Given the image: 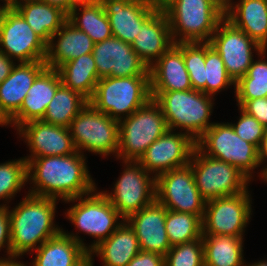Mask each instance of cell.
<instances>
[{
	"label": "cell",
	"mask_w": 267,
	"mask_h": 266,
	"mask_svg": "<svg viewBox=\"0 0 267 266\" xmlns=\"http://www.w3.org/2000/svg\"><path fill=\"white\" fill-rule=\"evenodd\" d=\"M148 4L153 5L157 8H163L171 0H145Z\"/></svg>",
	"instance_id": "cell-49"
},
{
	"label": "cell",
	"mask_w": 267,
	"mask_h": 266,
	"mask_svg": "<svg viewBox=\"0 0 267 266\" xmlns=\"http://www.w3.org/2000/svg\"><path fill=\"white\" fill-rule=\"evenodd\" d=\"M69 131L76 151L117 158L119 121L110 118L88 103L71 121ZM84 150V151H82Z\"/></svg>",
	"instance_id": "cell-8"
},
{
	"label": "cell",
	"mask_w": 267,
	"mask_h": 266,
	"mask_svg": "<svg viewBox=\"0 0 267 266\" xmlns=\"http://www.w3.org/2000/svg\"><path fill=\"white\" fill-rule=\"evenodd\" d=\"M46 67L45 61L16 63L0 83V108L9 119L20 109L34 80Z\"/></svg>",
	"instance_id": "cell-26"
},
{
	"label": "cell",
	"mask_w": 267,
	"mask_h": 266,
	"mask_svg": "<svg viewBox=\"0 0 267 266\" xmlns=\"http://www.w3.org/2000/svg\"><path fill=\"white\" fill-rule=\"evenodd\" d=\"M196 147L206 156L238 168L250 180L260 167L259 149L241 139L230 123H214L197 141Z\"/></svg>",
	"instance_id": "cell-7"
},
{
	"label": "cell",
	"mask_w": 267,
	"mask_h": 266,
	"mask_svg": "<svg viewBox=\"0 0 267 266\" xmlns=\"http://www.w3.org/2000/svg\"><path fill=\"white\" fill-rule=\"evenodd\" d=\"M236 100H252L267 97V82L253 81V78H240L235 83Z\"/></svg>",
	"instance_id": "cell-40"
},
{
	"label": "cell",
	"mask_w": 267,
	"mask_h": 266,
	"mask_svg": "<svg viewBox=\"0 0 267 266\" xmlns=\"http://www.w3.org/2000/svg\"><path fill=\"white\" fill-rule=\"evenodd\" d=\"M85 154L76 151L65 156L32 158L27 161L28 194L66 201L91 193L97 188Z\"/></svg>",
	"instance_id": "cell-1"
},
{
	"label": "cell",
	"mask_w": 267,
	"mask_h": 266,
	"mask_svg": "<svg viewBox=\"0 0 267 266\" xmlns=\"http://www.w3.org/2000/svg\"><path fill=\"white\" fill-rule=\"evenodd\" d=\"M57 203L54 198L26 194L9 210L12 260L37 250L63 230L54 222Z\"/></svg>",
	"instance_id": "cell-2"
},
{
	"label": "cell",
	"mask_w": 267,
	"mask_h": 266,
	"mask_svg": "<svg viewBox=\"0 0 267 266\" xmlns=\"http://www.w3.org/2000/svg\"><path fill=\"white\" fill-rule=\"evenodd\" d=\"M92 53L99 79L150 76L149 67L133 50L132 45L114 36L95 43Z\"/></svg>",
	"instance_id": "cell-17"
},
{
	"label": "cell",
	"mask_w": 267,
	"mask_h": 266,
	"mask_svg": "<svg viewBox=\"0 0 267 266\" xmlns=\"http://www.w3.org/2000/svg\"><path fill=\"white\" fill-rule=\"evenodd\" d=\"M166 233L171 246L202 238V219L195 214L168 210L165 218Z\"/></svg>",
	"instance_id": "cell-34"
},
{
	"label": "cell",
	"mask_w": 267,
	"mask_h": 266,
	"mask_svg": "<svg viewBox=\"0 0 267 266\" xmlns=\"http://www.w3.org/2000/svg\"><path fill=\"white\" fill-rule=\"evenodd\" d=\"M168 129L161 108L150 99L129 117L119 121L116 159L138 161L146 149Z\"/></svg>",
	"instance_id": "cell-6"
},
{
	"label": "cell",
	"mask_w": 267,
	"mask_h": 266,
	"mask_svg": "<svg viewBox=\"0 0 267 266\" xmlns=\"http://www.w3.org/2000/svg\"><path fill=\"white\" fill-rule=\"evenodd\" d=\"M155 193L166 209L203 218L206 200L196 187L190 164L158 175Z\"/></svg>",
	"instance_id": "cell-14"
},
{
	"label": "cell",
	"mask_w": 267,
	"mask_h": 266,
	"mask_svg": "<svg viewBox=\"0 0 267 266\" xmlns=\"http://www.w3.org/2000/svg\"><path fill=\"white\" fill-rule=\"evenodd\" d=\"M189 164L196 187L206 201L248 190L251 180L243 172L229 163L206 156L197 147Z\"/></svg>",
	"instance_id": "cell-10"
},
{
	"label": "cell",
	"mask_w": 267,
	"mask_h": 266,
	"mask_svg": "<svg viewBox=\"0 0 267 266\" xmlns=\"http://www.w3.org/2000/svg\"><path fill=\"white\" fill-rule=\"evenodd\" d=\"M249 190L206 201L202 218L203 235L243 237L252 215Z\"/></svg>",
	"instance_id": "cell-12"
},
{
	"label": "cell",
	"mask_w": 267,
	"mask_h": 266,
	"mask_svg": "<svg viewBox=\"0 0 267 266\" xmlns=\"http://www.w3.org/2000/svg\"><path fill=\"white\" fill-rule=\"evenodd\" d=\"M57 70L65 87L80 93L88 101L91 99L99 81L93 53L68 61Z\"/></svg>",
	"instance_id": "cell-30"
},
{
	"label": "cell",
	"mask_w": 267,
	"mask_h": 266,
	"mask_svg": "<svg viewBox=\"0 0 267 266\" xmlns=\"http://www.w3.org/2000/svg\"><path fill=\"white\" fill-rule=\"evenodd\" d=\"M244 237L202 235L204 266H245Z\"/></svg>",
	"instance_id": "cell-31"
},
{
	"label": "cell",
	"mask_w": 267,
	"mask_h": 266,
	"mask_svg": "<svg viewBox=\"0 0 267 266\" xmlns=\"http://www.w3.org/2000/svg\"><path fill=\"white\" fill-rule=\"evenodd\" d=\"M0 266H27L25 263L18 262V259L10 260V261H0Z\"/></svg>",
	"instance_id": "cell-50"
},
{
	"label": "cell",
	"mask_w": 267,
	"mask_h": 266,
	"mask_svg": "<svg viewBox=\"0 0 267 266\" xmlns=\"http://www.w3.org/2000/svg\"><path fill=\"white\" fill-rule=\"evenodd\" d=\"M240 118L236 123H230L235 133L243 140L255 145L258 149L261 145L262 139L266 133L264 127L256 118L248 115L240 107Z\"/></svg>",
	"instance_id": "cell-39"
},
{
	"label": "cell",
	"mask_w": 267,
	"mask_h": 266,
	"mask_svg": "<svg viewBox=\"0 0 267 266\" xmlns=\"http://www.w3.org/2000/svg\"><path fill=\"white\" fill-rule=\"evenodd\" d=\"M67 20L85 32L94 43L113 36L109 18L100 0L94 4L74 7L68 14Z\"/></svg>",
	"instance_id": "cell-32"
},
{
	"label": "cell",
	"mask_w": 267,
	"mask_h": 266,
	"mask_svg": "<svg viewBox=\"0 0 267 266\" xmlns=\"http://www.w3.org/2000/svg\"><path fill=\"white\" fill-rule=\"evenodd\" d=\"M225 18L267 50V0L230 2Z\"/></svg>",
	"instance_id": "cell-27"
},
{
	"label": "cell",
	"mask_w": 267,
	"mask_h": 266,
	"mask_svg": "<svg viewBox=\"0 0 267 266\" xmlns=\"http://www.w3.org/2000/svg\"><path fill=\"white\" fill-rule=\"evenodd\" d=\"M224 7H226L233 0H218Z\"/></svg>",
	"instance_id": "cell-55"
},
{
	"label": "cell",
	"mask_w": 267,
	"mask_h": 266,
	"mask_svg": "<svg viewBox=\"0 0 267 266\" xmlns=\"http://www.w3.org/2000/svg\"><path fill=\"white\" fill-rule=\"evenodd\" d=\"M204 81H206V94L213 97L232 85L235 90V82L228 75L221 56L209 42H205Z\"/></svg>",
	"instance_id": "cell-35"
},
{
	"label": "cell",
	"mask_w": 267,
	"mask_h": 266,
	"mask_svg": "<svg viewBox=\"0 0 267 266\" xmlns=\"http://www.w3.org/2000/svg\"><path fill=\"white\" fill-rule=\"evenodd\" d=\"M11 125L10 119L5 115V113L0 108V126Z\"/></svg>",
	"instance_id": "cell-51"
},
{
	"label": "cell",
	"mask_w": 267,
	"mask_h": 266,
	"mask_svg": "<svg viewBox=\"0 0 267 266\" xmlns=\"http://www.w3.org/2000/svg\"><path fill=\"white\" fill-rule=\"evenodd\" d=\"M0 51L20 62L45 61L47 44L14 8H0Z\"/></svg>",
	"instance_id": "cell-13"
},
{
	"label": "cell",
	"mask_w": 267,
	"mask_h": 266,
	"mask_svg": "<svg viewBox=\"0 0 267 266\" xmlns=\"http://www.w3.org/2000/svg\"><path fill=\"white\" fill-rule=\"evenodd\" d=\"M245 266H267V260H260L248 265L245 263Z\"/></svg>",
	"instance_id": "cell-54"
},
{
	"label": "cell",
	"mask_w": 267,
	"mask_h": 266,
	"mask_svg": "<svg viewBox=\"0 0 267 266\" xmlns=\"http://www.w3.org/2000/svg\"><path fill=\"white\" fill-rule=\"evenodd\" d=\"M150 92L193 89L183 60V42L173 44L149 67Z\"/></svg>",
	"instance_id": "cell-23"
},
{
	"label": "cell",
	"mask_w": 267,
	"mask_h": 266,
	"mask_svg": "<svg viewBox=\"0 0 267 266\" xmlns=\"http://www.w3.org/2000/svg\"><path fill=\"white\" fill-rule=\"evenodd\" d=\"M99 0H70V11L76 7L81 5H90L97 3Z\"/></svg>",
	"instance_id": "cell-48"
},
{
	"label": "cell",
	"mask_w": 267,
	"mask_h": 266,
	"mask_svg": "<svg viewBox=\"0 0 267 266\" xmlns=\"http://www.w3.org/2000/svg\"><path fill=\"white\" fill-rule=\"evenodd\" d=\"M151 98L150 76L99 79L89 103L110 118L129 117Z\"/></svg>",
	"instance_id": "cell-5"
},
{
	"label": "cell",
	"mask_w": 267,
	"mask_h": 266,
	"mask_svg": "<svg viewBox=\"0 0 267 266\" xmlns=\"http://www.w3.org/2000/svg\"><path fill=\"white\" fill-rule=\"evenodd\" d=\"M237 106L248 115L256 118L264 127L267 128V97L252 100H236Z\"/></svg>",
	"instance_id": "cell-42"
},
{
	"label": "cell",
	"mask_w": 267,
	"mask_h": 266,
	"mask_svg": "<svg viewBox=\"0 0 267 266\" xmlns=\"http://www.w3.org/2000/svg\"><path fill=\"white\" fill-rule=\"evenodd\" d=\"M27 161L24 157L0 163V200L9 203L26 185ZM7 201V202H5Z\"/></svg>",
	"instance_id": "cell-36"
},
{
	"label": "cell",
	"mask_w": 267,
	"mask_h": 266,
	"mask_svg": "<svg viewBox=\"0 0 267 266\" xmlns=\"http://www.w3.org/2000/svg\"><path fill=\"white\" fill-rule=\"evenodd\" d=\"M61 85L58 70L46 67L34 80L20 109L10 118L11 126L17 130L25 123L42 120Z\"/></svg>",
	"instance_id": "cell-21"
},
{
	"label": "cell",
	"mask_w": 267,
	"mask_h": 266,
	"mask_svg": "<svg viewBox=\"0 0 267 266\" xmlns=\"http://www.w3.org/2000/svg\"><path fill=\"white\" fill-rule=\"evenodd\" d=\"M109 18L112 35L132 44L142 23L157 9L145 0H100Z\"/></svg>",
	"instance_id": "cell-20"
},
{
	"label": "cell",
	"mask_w": 267,
	"mask_h": 266,
	"mask_svg": "<svg viewBox=\"0 0 267 266\" xmlns=\"http://www.w3.org/2000/svg\"><path fill=\"white\" fill-rule=\"evenodd\" d=\"M13 8L46 44L68 19L60 8L39 0H23Z\"/></svg>",
	"instance_id": "cell-29"
},
{
	"label": "cell",
	"mask_w": 267,
	"mask_h": 266,
	"mask_svg": "<svg viewBox=\"0 0 267 266\" xmlns=\"http://www.w3.org/2000/svg\"><path fill=\"white\" fill-rule=\"evenodd\" d=\"M151 98L159 105L168 128L184 132L197 141L213 124L214 97L202 91L151 92Z\"/></svg>",
	"instance_id": "cell-3"
},
{
	"label": "cell",
	"mask_w": 267,
	"mask_h": 266,
	"mask_svg": "<svg viewBox=\"0 0 267 266\" xmlns=\"http://www.w3.org/2000/svg\"><path fill=\"white\" fill-rule=\"evenodd\" d=\"M174 44L169 20L163 8H157L141 26L135 37L133 50L150 67Z\"/></svg>",
	"instance_id": "cell-22"
},
{
	"label": "cell",
	"mask_w": 267,
	"mask_h": 266,
	"mask_svg": "<svg viewBox=\"0 0 267 266\" xmlns=\"http://www.w3.org/2000/svg\"><path fill=\"white\" fill-rule=\"evenodd\" d=\"M196 141L185 132L168 129L154 141L138 162L147 172L158 175L190 163Z\"/></svg>",
	"instance_id": "cell-16"
},
{
	"label": "cell",
	"mask_w": 267,
	"mask_h": 266,
	"mask_svg": "<svg viewBox=\"0 0 267 266\" xmlns=\"http://www.w3.org/2000/svg\"><path fill=\"white\" fill-rule=\"evenodd\" d=\"M76 266H92L89 253Z\"/></svg>",
	"instance_id": "cell-53"
},
{
	"label": "cell",
	"mask_w": 267,
	"mask_h": 266,
	"mask_svg": "<svg viewBox=\"0 0 267 266\" xmlns=\"http://www.w3.org/2000/svg\"><path fill=\"white\" fill-rule=\"evenodd\" d=\"M76 233L63 229L49 238L35 250L36 256L30 266H76L89 253L88 244Z\"/></svg>",
	"instance_id": "cell-24"
},
{
	"label": "cell",
	"mask_w": 267,
	"mask_h": 266,
	"mask_svg": "<svg viewBox=\"0 0 267 266\" xmlns=\"http://www.w3.org/2000/svg\"><path fill=\"white\" fill-rule=\"evenodd\" d=\"M264 56H266V49L262 50L258 55L260 59L253 60L247 74L241 78H253V81L267 82V60H265Z\"/></svg>",
	"instance_id": "cell-43"
},
{
	"label": "cell",
	"mask_w": 267,
	"mask_h": 266,
	"mask_svg": "<svg viewBox=\"0 0 267 266\" xmlns=\"http://www.w3.org/2000/svg\"><path fill=\"white\" fill-rule=\"evenodd\" d=\"M174 42H209L225 18L218 0H171L163 7Z\"/></svg>",
	"instance_id": "cell-4"
},
{
	"label": "cell",
	"mask_w": 267,
	"mask_h": 266,
	"mask_svg": "<svg viewBox=\"0 0 267 266\" xmlns=\"http://www.w3.org/2000/svg\"><path fill=\"white\" fill-rule=\"evenodd\" d=\"M127 266H164V256L141 250Z\"/></svg>",
	"instance_id": "cell-44"
},
{
	"label": "cell",
	"mask_w": 267,
	"mask_h": 266,
	"mask_svg": "<svg viewBox=\"0 0 267 266\" xmlns=\"http://www.w3.org/2000/svg\"><path fill=\"white\" fill-rule=\"evenodd\" d=\"M4 3L2 4V7L4 8H13L18 3L22 2L23 0H1Z\"/></svg>",
	"instance_id": "cell-52"
},
{
	"label": "cell",
	"mask_w": 267,
	"mask_h": 266,
	"mask_svg": "<svg viewBox=\"0 0 267 266\" xmlns=\"http://www.w3.org/2000/svg\"><path fill=\"white\" fill-rule=\"evenodd\" d=\"M17 133L29 146L31 154L25 156L26 161L38 157L65 156L76 152L69 128L36 120L20 126Z\"/></svg>",
	"instance_id": "cell-18"
},
{
	"label": "cell",
	"mask_w": 267,
	"mask_h": 266,
	"mask_svg": "<svg viewBox=\"0 0 267 266\" xmlns=\"http://www.w3.org/2000/svg\"><path fill=\"white\" fill-rule=\"evenodd\" d=\"M164 266H204L202 238L173 245L164 256Z\"/></svg>",
	"instance_id": "cell-38"
},
{
	"label": "cell",
	"mask_w": 267,
	"mask_h": 266,
	"mask_svg": "<svg viewBox=\"0 0 267 266\" xmlns=\"http://www.w3.org/2000/svg\"><path fill=\"white\" fill-rule=\"evenodd\" d=\"M183 60L192 88L206 94L205 42H183Z\"/></svg>",
	"instance_id": "cell-37"
},
{
	"label": "cell",
	"mask_w": 267,
	"mask_h": 266,
	"mask_svg": "<svg viewBox=\"0 0 267 266\" xmlns=\"http://www.w3.org/2000/svg\"><path fill=\"white\" fill-rule=\"evenodd\" d=\"M15 60L10 59L6 54L0 51V83H2L12 72L16 65Z\"/></svg>",
	"instance_id": "cell-45"
},
{
	"label": "cell",
	"mask_w": 267,
	"mask_h": 266,
	"mask_svg": "<svg viewBox=\"0 0 267 266\" xmlns=\"http://www.w3.org/2000/svg\"><path fill=\"white\" fill-rule=\"evenodd\" d=\"M140 251L139 240L134 230L124 220L108 238L95 246L89 255L92 266L93 255L100 256L103 266H127Z\"/></svg>",
	"instance_id": "cell-28"
},
{
	"label": "cell",
	"mask_w": 267,
	"mask_h": 266,
	"mask_svg": "<svg viewBox=\"0 0 267 266\" xmlns=\"http://www.w3.org/2000/svg\"><path fill=\"white\" fill-rule=\"evenodd\" d=\"M94 45L95 43L85 32L67 20L47 44L45 64L50 69H58L68 61L92 53Z\"/></svg>",
	"instance_id": "cell-25"
},
{
	"label": "cell",
	"mask_w": 267,
	"mask_h": 266,
	"mask_svg": "<svg viewBox=\"0 0 267 266\" xmlns=\"http://www.w3.org/2000/svg\"><path fill=\"white\" fill-rule=\"evenodd\" d=\"M78 202L69 207L66 217L71 223L92 238L89 252L108 238L124 221L103 192L95 188L91 193L64 201ZM121 219V221H119ZM119 221V222H118Z\"/></svg>",
	"instance_id": "cell-9"
},
{
	"label": "cell",
	"mask_w": 267,
	"mask_h": 266,
	"mask_svg": "<svg viewBox=\"0 0 267 266\" xmlns=\"http://www.w3.org/2000/svg\"><path fill=\"white\" fill-rule=\"evenodd\" d=\"M122 163L125 169L115 182L112 191L102 192L123 220H126L156 200V178L150 176L152 174L138 161L122 160Z\"/></svg>",
	"instance_id": "cell-11"
},
{
	"label": "cell",
	"mask_w": 267,
	"mask_h": 266,
	"mask_svg": "<svg viewBox=\"0 0 267 266\" xmlns=\"http://www.w3.org/2000/svg\"><path fill=\"white\" fill-rule=\"evenodd\" d=\"M209 43L221 56L228 75L235 83L247 74L248 68L252 65V51L259 55L264 50L226 18L219 23Z\"/></svg>",
	"instance_id": "cell-15"
},
{
	"label": "cell",
	"mask_w": 267,
	"mask_h": 266,
	"mask_svg": "<svg viewBox=\"0 0 267 266\" xmlns=\"http://www.w3.org/2000/svg\"><path fill=\"white\" fill-rule=\"evenodd\" d=\"M167 209L156 200L125 221L134 230L142 251L165 256L172 247L165 228Z\"/></svg>",
	"instance_id": "cell-19"
},
{
	"label": "cell",
	"mask_w": 267,
	"mask_h": 266,
	"mask_svg": "<svg viewBox=\"0 0 267 266\" xmlns=\"http://www.w3.org/2000/svg\"><path fill=\"white\" fill-rule=\"evenodd\" d=\"M39 1L60 8L67 15L70 13V0H39Z\"/></svg>",
	"instance_id": "cell-47"
},
{
	"label": "cell",
	"mask_w": 267,
	"mask_h": 266,
	"mask_svg": "<svg viewBox=\"0 0 267 266\" xmlns=\"http://www.w3.org/2000/svg\"><path fill=\"white\" fill-rule=\"evenodd\" d=\"M0 205V251L5 248L7 251V257H1L0 261H10L12 260V250H11V228H10V212L9 205Z\"/></svg>",
	"instance_id": "cell-41"
},
{
	"label": "cell",
	"mask_w": 267,
	"mask_h": 266,
	"mask_svg": "<svg viewBox=\"0 0 267 266\" xmlns=\"http://www.w3.org/2000/svg\"><path fill=\"white\" fill-rule=\"evenodd\" d=\"M267 160V128H266V133L265 136L262 139L261 145L259 147V161L260 165L265 164ZM259 177L266 181L267 179V165L262 168L261 172H259Z\"/></svg>",
	"instance_id": "cell-46"
},
{
	"label": "cell",
	"mask_w": 267,
	"mask_h": 266,
	"mask_svg": "<svg viewBox=\"0 0 267 266\" xmlns=\"http://www.w3.org/2000/svg\"><path fill=\"white\" fill-rule=\"evenodd\" d=\"M88 103L89 101L80 93L72 91L62 84L48 104L42 120L56 126L69 128L71 121Z\"/></svg>",
	"instance_id": "cell-33"
}]
</instances>
